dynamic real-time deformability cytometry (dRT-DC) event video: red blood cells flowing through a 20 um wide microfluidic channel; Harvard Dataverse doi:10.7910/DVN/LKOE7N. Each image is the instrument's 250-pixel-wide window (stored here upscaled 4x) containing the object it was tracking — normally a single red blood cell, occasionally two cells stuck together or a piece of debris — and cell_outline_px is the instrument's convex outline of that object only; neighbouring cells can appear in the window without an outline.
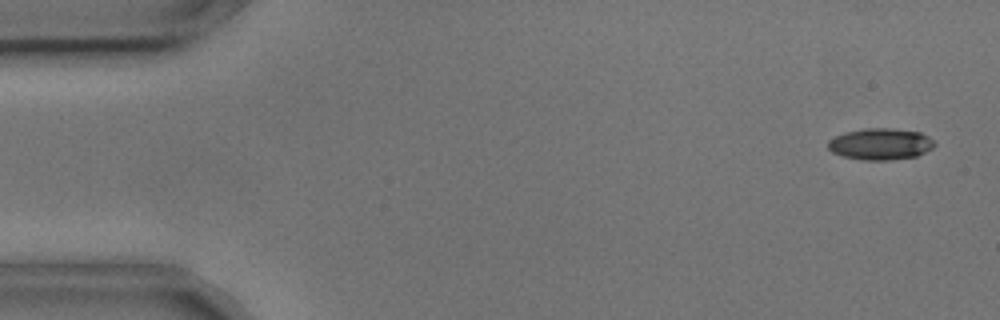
{"species": "common noctule bat (a hibernating species)", "species_latin": "Nyctalus noctula", "temperature_condition": "cold", "stored_images_in_passage": 5, "camera_frame_rate_fps": 3000, "um_per_image_px": 0.085, "animal": {"sex": "male", "body_mass_g": 17.9, "forearm_length_mm": 54.2}, "frame": {"image": 1, "passage_image": 1, "time_ms": 0.0, "image_size_px": [1000, 320], "cell_outline_px": [[936, 144], [932, 148], [916, 156], [888, 160], [860, 160], [844, 156], [832, 152], [828, 148], [828, 140], [844, 132], [864, 128], [892, 128], [920, 132], [936, 140]], "centroid_in_image_um": [74.85, 12.23], "position_along_channel_um": 10.2, "area_um2": 19.65}}